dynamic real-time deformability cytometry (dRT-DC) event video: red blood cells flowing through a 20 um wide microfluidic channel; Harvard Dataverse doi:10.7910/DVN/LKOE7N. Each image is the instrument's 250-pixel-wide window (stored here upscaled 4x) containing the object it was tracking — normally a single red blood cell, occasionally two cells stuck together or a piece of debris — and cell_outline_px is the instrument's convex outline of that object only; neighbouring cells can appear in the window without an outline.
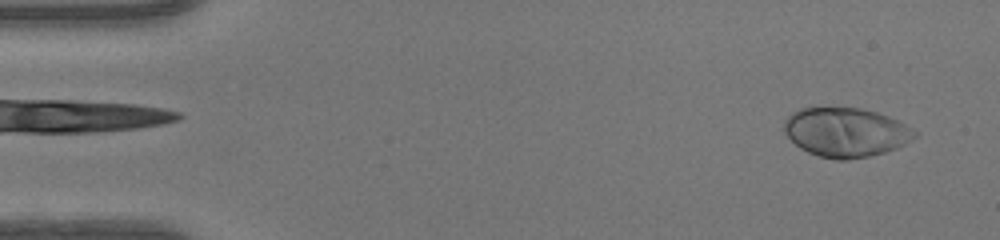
{"species": "human", "species_latin": "Homo sapiens", "temperature_condition": "warm", "stored_images_in_passage": 48, "camera_frame_rate_fps": 3000, "um_per_image_px": 0.085, "donor": {"sex": "female"}, "frame": {"image": 1, "passage_image": 2, "time_ms": 0.333, "image_size_px": [1000, 240], "cell_outline_px": [[920, 132], [916, 136], [904, 144], [896, 148], [884, 152], [868, 156], [848, 160], [836, 160], [820, 156], [808, 152], [800, 148], [784, 132], [784, 120], [792, 112], [800, 108], [860, 108], [876, 112], [888, 116]], "centroid_in_image_um": [71.89, 11.24], "position_along_channel_um": 13.1, "area_um2": 37.28}}
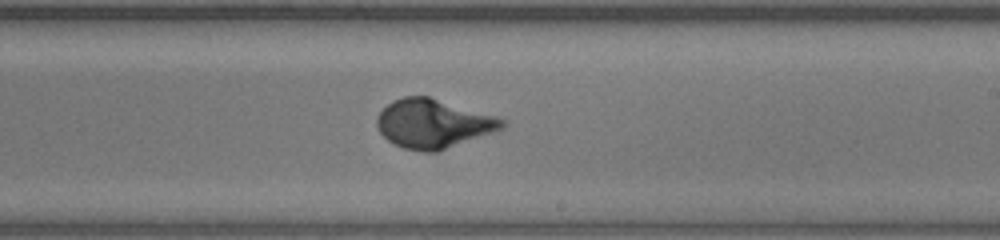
{"frame": {"image": 2, "passage_image": 28, "time_ms": 9.0, "image_size_px": [1000, 240], "cell_outline_px": [[504, 128], [436, 152], [420, 152], [404, 148], [388, 140], [380, 132], [376, 124], [376, 116], [392, 100], [404, 96], [428, 96], [496, 116], [504, 120]], "centroid_in_image_um": [36.79, 10.5], "position_along_channel_um": 252.2, "area_um2": 35.37}}
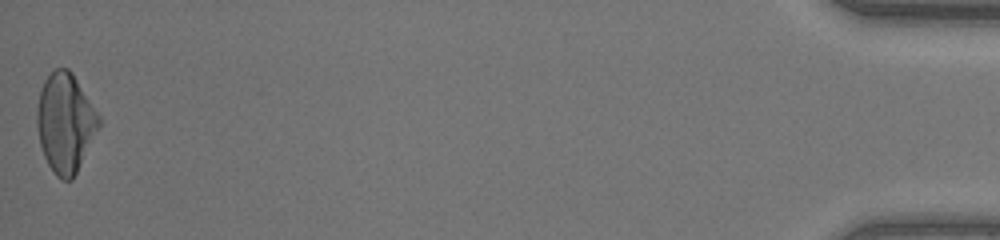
{"frame": {"image": 3, "passage_image": 48, "time_ms": 15.667, "image_size_px": [1000, 240], "cell_outline_px": [[100, 124], [72, 180], [60, 180], [52, 172], [44, 156], [40, 144], [36, 124], [36, 112], [40, 92], [44, 80], [56, 68], [68, 68], [72, 72], [100, 116]], "centroid_in_image_um": [5.53, 10.43], "position_along_channel_um": 429.7, "area_um2": 35.43}, "authors_computed_cell_mechanics": {"area_um2": 34.7378, "velocity_mm_per_s": 4.1887, "shape_relaxation_time_tau1_ms": 3.5696, "shape_relaxation_time_tau2_ms": null, "deformation_change_tau1": 0.2244, "deformation_change_tau2": null}}